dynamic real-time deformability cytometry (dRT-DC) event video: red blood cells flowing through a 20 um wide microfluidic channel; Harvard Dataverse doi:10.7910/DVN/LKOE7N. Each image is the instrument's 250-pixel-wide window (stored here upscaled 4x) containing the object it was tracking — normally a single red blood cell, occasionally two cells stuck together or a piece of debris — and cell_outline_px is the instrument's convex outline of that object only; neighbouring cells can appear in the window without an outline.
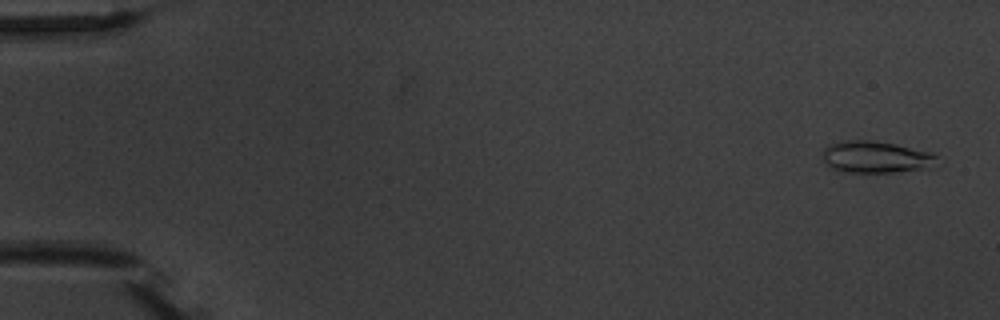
{"species": "common noctule bat (a hibernating species)", "species_latin": "Nyctalus noctula", "temperature_condition": "warm", "stored_images_in_passage": 4, "camera_frame_rate_fps": 3000, "um_per_image_px": 0.085, "animal": {"sex": "male", "body_mass_g": 20.1, "forearm_length_mm": 53.5}, "frame": {"image": 1, "passage_image": 1, "time_ms": 0.0, "image_size_px": [1000, 320], "cell_outline_px": [[936, 156], [928, 168], [892, 172], [840, 172], [832, 168], [824, 160], [824, 148], [840, 140], [872, 140], [932, 152]], "centroid_in_image_um": [74.38, 13.34], "position_along_channel_um": 10.6, "area_um2": 20.75}}